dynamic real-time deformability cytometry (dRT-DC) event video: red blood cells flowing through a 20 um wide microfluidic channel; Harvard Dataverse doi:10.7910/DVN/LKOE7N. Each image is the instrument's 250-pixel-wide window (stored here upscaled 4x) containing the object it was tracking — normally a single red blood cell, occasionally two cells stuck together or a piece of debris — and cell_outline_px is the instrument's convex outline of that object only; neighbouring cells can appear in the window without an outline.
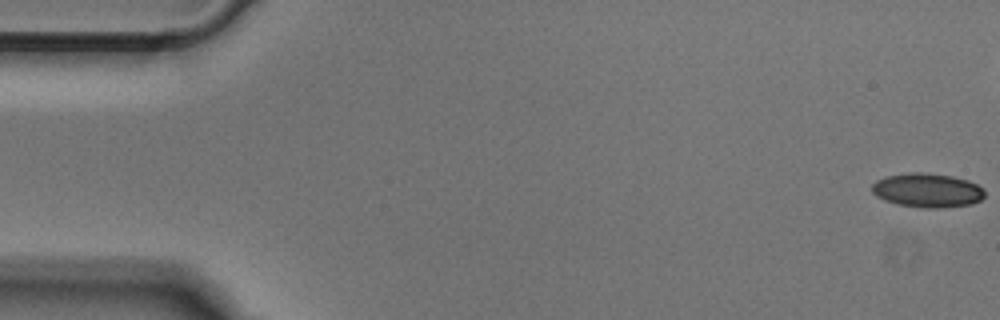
{"species": "Egyptian fruit bat (a non-hibernating species)", "species_latin": "Rousettus aegyptiacus", "temperature_condition": "cold", "stored_images_in_passage": 42, "camera_frame_rate_fps": 3000, "um_per_image_px": 0.085, "animal": {"sex": "male"}, "frame": {"image": 1, "passage_image": 1, "time_ms": 0.0, "image_size_px": [1000, 320], "cell_outline_px": [[984, 196], [980, 200], [972, 204], [940, 208], [924, 208], [896, 204], [884, 200], [876, 196], [872, 192], [872, 184], [876, 180], [884, 176], [908, 172], [924, 172], [952, 176], [968, 180], [984, 188]], "centroid_in_image_um": [78.8, 16.17], "position_along_channel_um": 6.2, "area_um2": 22.66}}
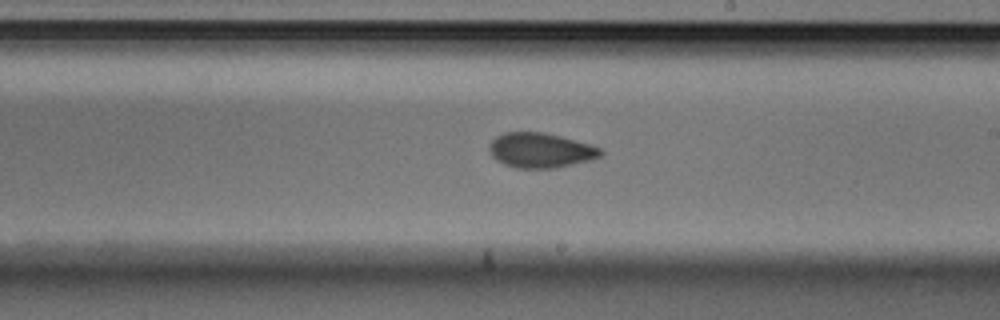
{"frame": {"image": 2, "passage_image": 29, "time_ms": 9.333, "image_size_px": [1000, 320], "cell_outline_px": [[604, 152], [600, 156], [592, 160], [556, 168], [516, 168], [504, 164], [496, 160], [492, 156], [488, 148], [492, 140], [496, 136], [504, 132], [544, 132], [560, 136], [588, 144], [600, 148]], "centroid_in_image_um": [45.93, 12.78], "position_along_channel_um": 243.1, "area_um2": 22.66}}
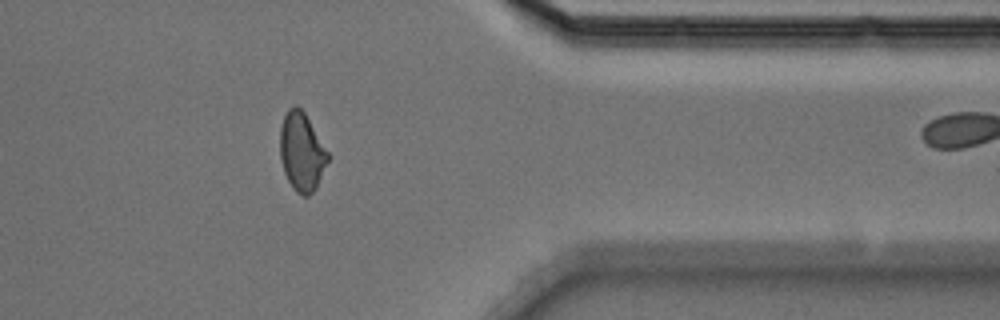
{"frame": {"image": 3, "passage_image": 41, "time_ms": 13.333, "image_size_px": [1000, 320], "cell_outline_px": [[328, 160], [316, 188], [308, 196], [304, 196], [296, 192], [288, 180], [284, 172], [280, 156], [280, 128], [284, 116], [288, 108], [296, 104], [304, 112], [328, 152]], "centroid_in_image_um": [25.63, 12.9], "position_along_channel_um": 385.8, "area_um2": 21.62}}